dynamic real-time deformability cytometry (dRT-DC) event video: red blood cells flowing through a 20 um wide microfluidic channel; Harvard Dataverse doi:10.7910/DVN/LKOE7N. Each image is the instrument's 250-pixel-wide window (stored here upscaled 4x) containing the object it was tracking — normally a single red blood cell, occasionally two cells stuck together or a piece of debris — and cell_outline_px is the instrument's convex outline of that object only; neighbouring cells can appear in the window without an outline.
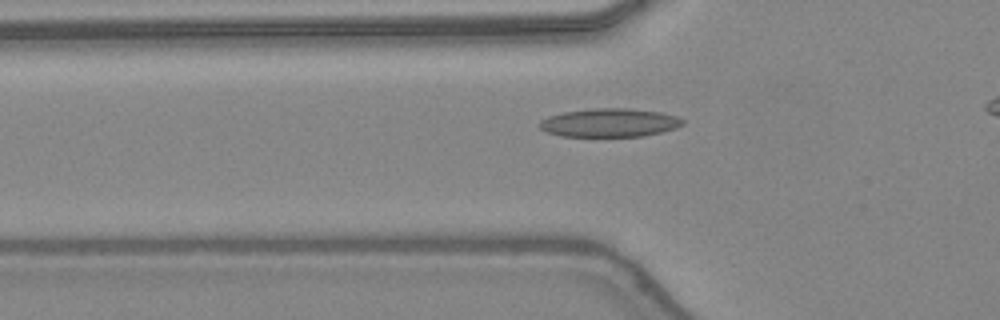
{"species": "common noctule bat (a hibernating species)", "species_latin": "Nyctalus noctula", "temperature_condition": "warm", "stored_images_in_passage": 29, "camera_frame_rate_fps": 3000, "um_per_image_px": 0.085, "animal": {"sex": "female", "body_mass_g": 24.6, "forearm_length_mm": 56.2}, "frame": {"image": 1, "passage_image": 4, "time_ms": 1.0, "image_size_px": [1000, 320], "cell_outline_px": [[680, 124], [656, 132], [636, 136], [568, 136], [552, 132], [544, 128], [548, 120], [556, 116], [572, 112], [648, 112], [668, 116], [680, 120]], "centroid_in_image_um": [51.81, 10.52], "position_along_channel_um": 74.0, "area_um2": 19.59}}
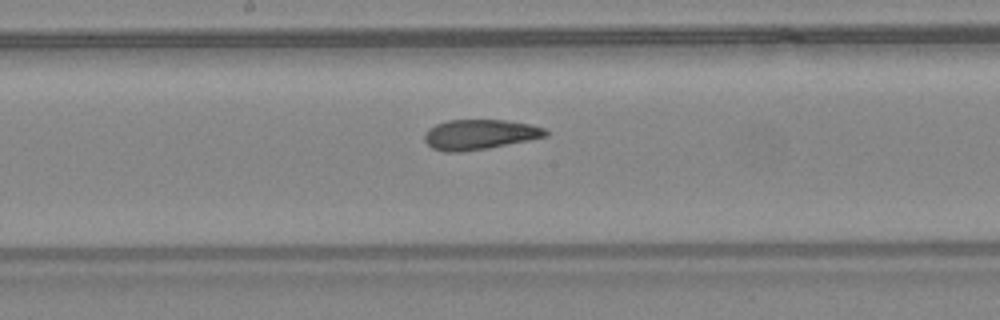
{"frame": {"image": 2, "passage_image": 13, "time_ms": 4.0, "image_size_px": [1000, 320], "cell_outline_px": [[548, 132], [540, 136], [480, 148], [436, 148], [428, 144], [428, 132], [432, 128], [440, 124], [456, 120], [496, 120], [524, 124], [540, 128]], "centroid_in_image_um": [40.77, 11.36], "position_along_channel_um": 207.4, "area_um2": 18.21}}
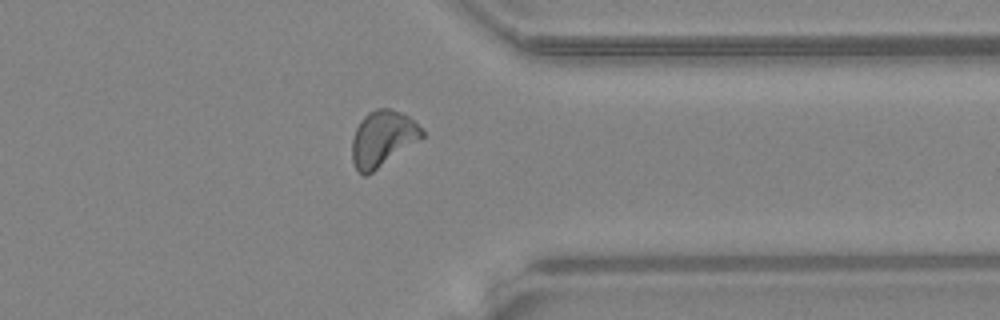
{"frame": {"image": 3, "passage_image": 25, "time_ms": 8.0, "image_size_px": [1000, 320], "cell_outline_px": [[424, 136], [372, 172], [360, 172], [356, 168], [352, 156], [352, 144], [356, 132], [360, 124], [372, 112], [396, 112], [404, 116], [416, 124], [424, 132]], "centroid_in_image_um": [32.53, 11.85], "position_along_channel_um": 378.9, "area_um2": 20.63}}